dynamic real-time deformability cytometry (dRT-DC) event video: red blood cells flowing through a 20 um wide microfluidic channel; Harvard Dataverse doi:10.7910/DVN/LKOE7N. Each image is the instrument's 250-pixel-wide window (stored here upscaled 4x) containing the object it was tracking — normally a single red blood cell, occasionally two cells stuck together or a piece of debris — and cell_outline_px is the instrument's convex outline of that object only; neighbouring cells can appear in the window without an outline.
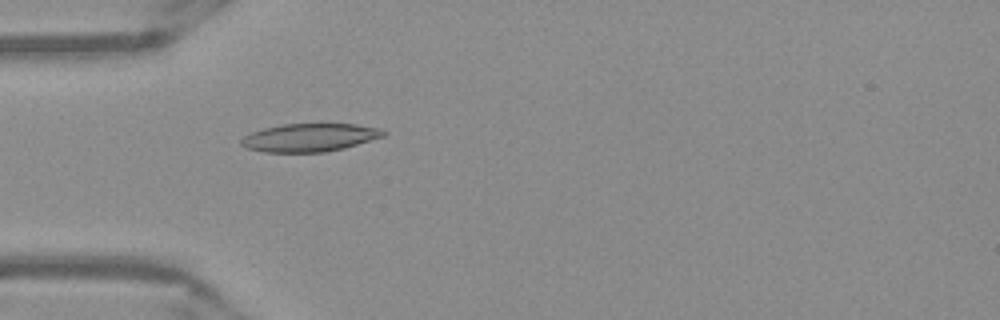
{"species": "Egyptian fruit bat (a non-hibernating species)", "species_latin": "Rousettus aegyptiacus", "temperature_condition": "warm", "stored_images_in_passage": 52, "camera_frame_rate_fps": 3000, "um_per_image_px": 0.085, "frame": {"image": 1, "passage_image": 16, "time_ms": 5.0, "image_size_px": [1000, 320], "cell_outline_px": [[388, 132], [384, 136], [344, 148], [324, 152], [264, 152], [248, 148], [240, 144], [240, 140], [244, 136], [252, 132], [264, 128], [284, 124], [356, 124], [380, 128]], "centroid_in_image_um": [26.33, 11.69], "position_along_channel_um": 58.7, "area_um2": 23.18}}
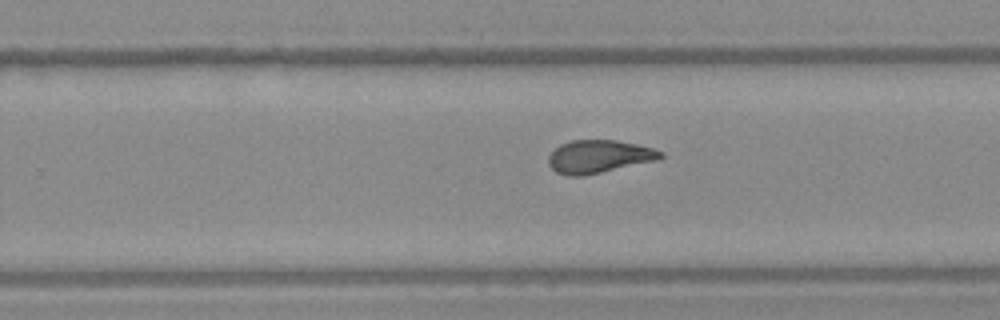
{"frame": {"image": 2, "passage_image": 33, "time_ms": 10.667, "image_size_px": [1000, 320], "cell_outline_px": [[664, 156], [660, 160], [580, 176], [568, 176], [556, 172], [548, 164], [548, 156], [560, 144], [572, 140], [616, 140], [636, 144], [652, 148], [664, 152]], "centroid_in_image_um": [50.92, 13.3], "position_along_channel_um": 278.9, "area_um2": 21.5}}
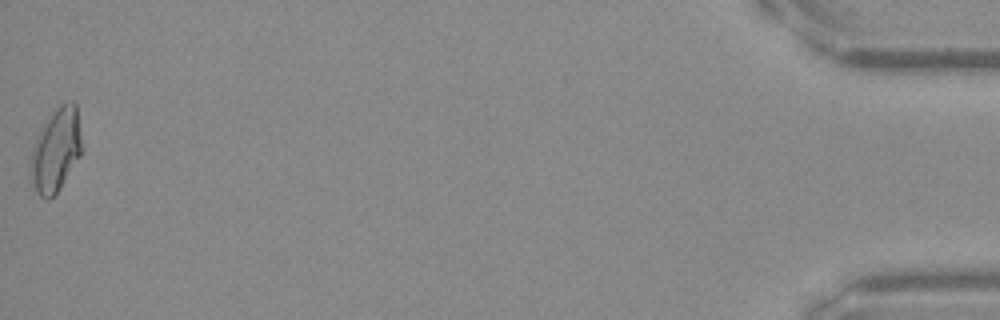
{"frame": {"image": 3, "passage_image": 52, "time_ms": 17.0, "image_size_px": [1000, 320], "cell_outline_px": [[80, 156], [60, 188], [48, 200], [44, 200], [36, 192], [28, 168], [28, 160], [36, 136], [44, 120], [60, 104], [68, 100], [72, 100], [76, 104], [80, 132]], "centroid_in_image_um": [4.7, 12.74], "position_along_channel_um": 430.5, "area_um2": 25.14}, "authors_computed_cell_mechanics": {"area_um2": 21.8484, "velocity_mm_per_s": 3.9232, "shape_relaxation_time_tau1_ms": 10.4194, "shape_relaxation_time_tau2_ms": 1.758, "deformation_change_tau1": 0.2639, "deformation_change_tau2": 0.084}}